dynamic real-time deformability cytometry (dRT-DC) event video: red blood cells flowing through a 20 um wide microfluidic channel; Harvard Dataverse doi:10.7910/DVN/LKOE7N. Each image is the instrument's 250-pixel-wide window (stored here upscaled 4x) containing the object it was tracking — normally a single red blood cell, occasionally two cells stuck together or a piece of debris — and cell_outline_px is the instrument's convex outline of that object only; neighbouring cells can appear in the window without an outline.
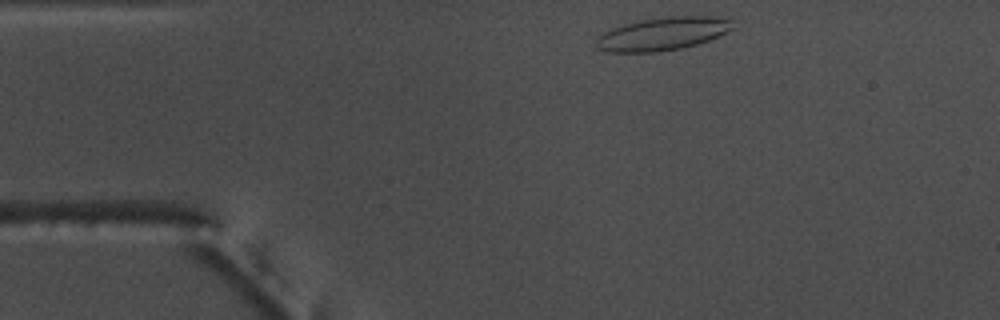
{"species": "common noctule bat (a hibernating species)", "species_latin": "Nyctalus noctula", "temperature_condition": "warm", "stored_images_in_passage": 36, "camera_frame_rate_fps": 3000, "um_per_image_px": 0.085, "animal": {"sex": "male", "body_mass_g": 17.5, "forearm_length_mm": 52.3}, "frame": {"image": 1, "passage_image": 2, "time_ms": 0.333, "image_size_px": [1000, 320], "cell_outline_px": [[736, 28], [708, 40], [696, 44], [680, 48], [660, 52], [604, 52], [596, 48], [596, 40], [604, 32], [612, 28], [624, 24], [640, 20], [664, 16], [708, 16], [732, 20]], "centroid_in_image_um": [56.32, 2.87], "position_along_channel_um": 28.7, "area_um2": 26.36}}
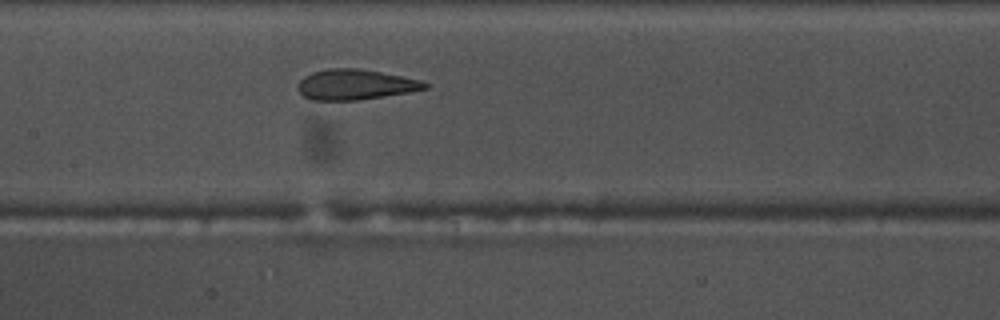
{"frame": {"image": 2, "passage_image": 18, "time_ms": 5.667, "image_size_px": [1000, 320], "cell_outline_px": [[432, 84], [428, 88], [408, 92], [384, 96], [356, 100], [312, 100], [304, 96], [296, 88], [296, 84], [304, 76], [312, 72], [328, 68], [360, 68], [420, 80]], "centroid_in_image_um": [30.17, 7.18], "position_along_channel_um": 177.2, "area_um2": 22.48}}
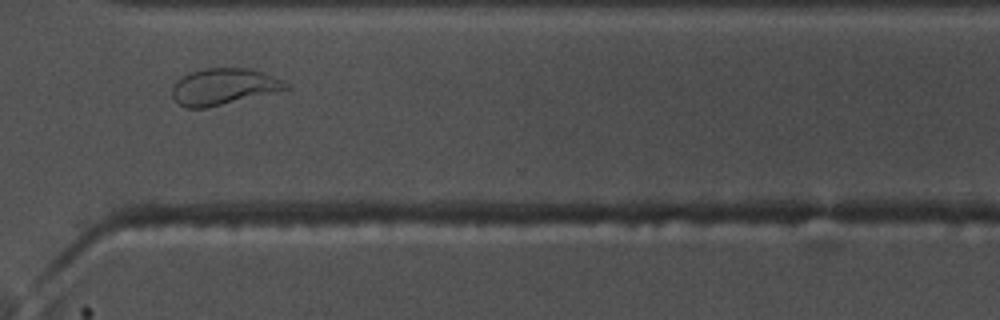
{"frame": {"image": 3, "passage_image": 32, "time_ms": 10.333, "image_size_px": [1000, 320], "cell_outline_px": [[292, 88], [204, 108], [184, 108], [172, 96], [172, 88], [176, 80], [188, 72], [204, 68], [248, 68], [264, 72], [284, 80]], "centroid_in_image_um": [19.0, 7.34], "position_along_channel_um": 351.6, "area_um2": 24.1}, "authors_computed_cell_mechanics": {"area_um2": 23.12, "velocity_mm_per_s": 3.7416, "shape_relaxation_time_tau1_ms": 9.1977, "shape_relaxation_time_tau2_ms": 1.3083, "deformation_change_tau1": 0.287, "deformation_change_tau2": 0.1006}}